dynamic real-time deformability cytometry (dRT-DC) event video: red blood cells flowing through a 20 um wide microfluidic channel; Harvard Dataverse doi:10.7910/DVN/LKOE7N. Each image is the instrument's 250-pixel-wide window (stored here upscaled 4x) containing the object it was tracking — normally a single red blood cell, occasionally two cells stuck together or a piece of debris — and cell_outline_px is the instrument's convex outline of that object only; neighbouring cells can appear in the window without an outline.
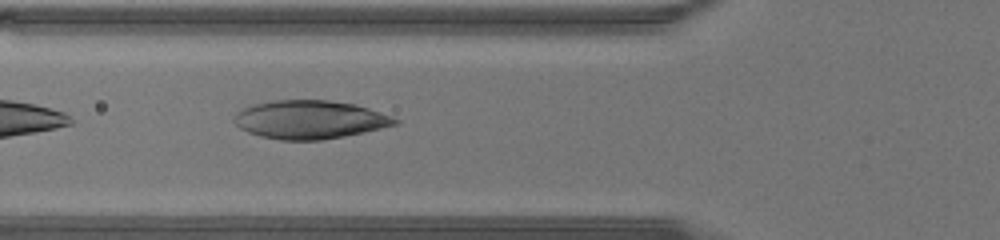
{"species": "human", "species_latin": "Homo sapiens", "temperature_condition": "warm", "stored_images_in_passage": 13, "camera_frame_rate_fps": 3000, "um_per_image_px": 0.085, "donor": {"sex": "male"}, "frame": {"image": 1, "passage_image": 3, "time_ms": 0.667, "image_size_px": [1000, 240], "cell_outline_px": [[400, 124], [364, 132], [344, 136], [320, 140], [280, 140], [260, 136], [248, 132], [240, 128], [232, 120], [236, 112], [252, 104], [276, 100], [328, 100], [356, 104], [392, 116], [400, 120]], "centroid_in_image_um": [26.34, 10.16], "position_along_channel_um": 99.5, "area_um2": 36.13}}
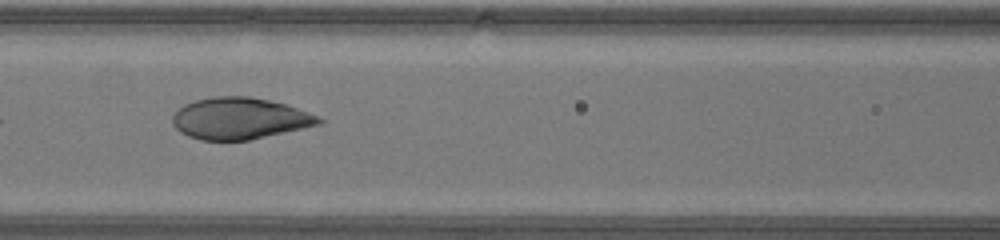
{"frame": {"image": 2, "passage_image": 6, "time_ms": 1.667, "image_size_px": [1000, 240], "cell_outline_px": [[324, 120], [320, 124], [304, 128], [248, 140], [200, 140], [188, 136], [180, 132], [172, 124], [172, 116], [184, 104], [196, 100], [216, 96], [248, 96], [268, 100], [284, 104], [320, 116]], "centroid_in_image_um": [20.36, 10.07], "position_along_channel_um": 146.2, "area_um2": 35.26}}
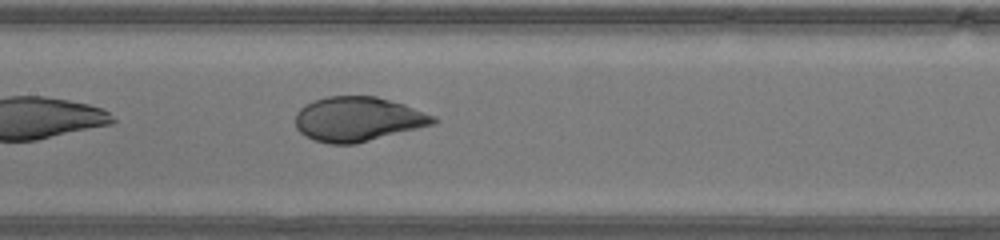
{"frame": {"image": 3, "passage_image": 8, "time_ms": 2.333, "image_size_px": [1000, 240], "cell_outline_px": [[440, 120], [436, 124], [356, 144], [328, 144], [316, 140], [300, 132], [296, 128], [296, 112], [300, 108], [312, 100], [328, 96], [376, 96], [404, 104], [436, 116]], "centroid_in_image_um": [30.46, 10.12], "position_along_channel_um": 176.9, "area_um2": 36.01}}